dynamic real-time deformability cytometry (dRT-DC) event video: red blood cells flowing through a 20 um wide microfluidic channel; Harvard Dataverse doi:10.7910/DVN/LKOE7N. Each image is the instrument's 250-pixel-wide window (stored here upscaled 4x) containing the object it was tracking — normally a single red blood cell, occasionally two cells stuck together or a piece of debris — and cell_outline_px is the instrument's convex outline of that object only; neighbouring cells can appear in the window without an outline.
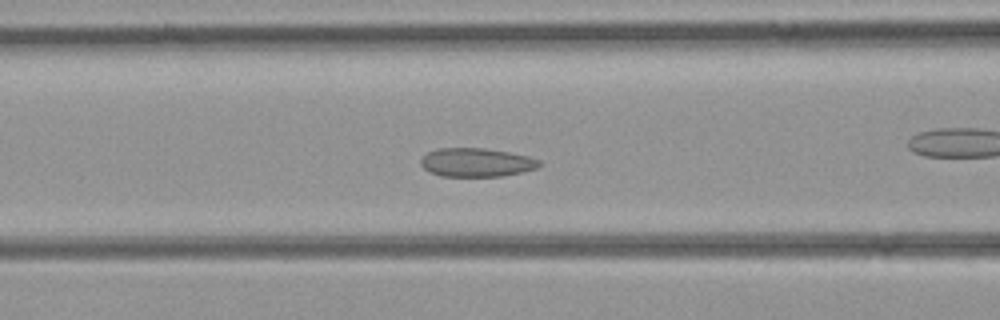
{"species": "common noctule bat (a hibernating species)", "species_latin": "Nyctalus noctula", "temperature_condition": "room temperature", "stored_images_in_passage": 32, "camera_frame_rate_fps": 3000, "um_per_image_px": 0.085, "animal": {"sex": "female", "body_mass_g": 21.9}, "frame": {"image": 1, "passage_image": 5, "time_ms": 1.333, "image_size_px": [1000, 320], "cell_outline_px": [[544, 164], [536, 168], [520, 172], [500, 176], [440, 176], [428, 172], [420, 164], [420, 160], [428, 152], [440, 148], [484, 148], [508, 152], [528, 156], [540, 160]], "centroid_in_image_um": [40.49, 13.8], "position_along_channel_um": 126.1, "area_um2": 19.77}}
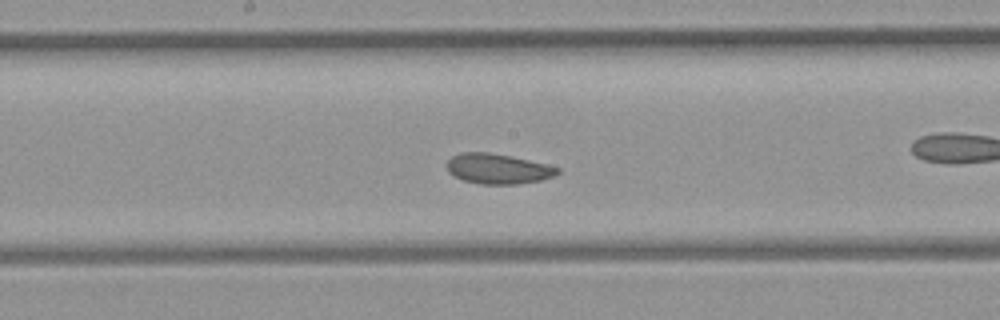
{"frame": {"image": 2, "passage_image": 10, "time_ms": 3.0, "image_size_px": [1000, 320], "cell_outline_px": [[560, 172], [552, 176], [540, 180], [516, 184], [480, 184], [464, 180], [448, 172], [448, 160], [452, 156], [460, 152], [488, 152], [512, 156], [560, 168]], "centroid_in_image_um": [42.3, 14.34], "position_along_channel_um": 205.9, "area_um2": 19.19}}